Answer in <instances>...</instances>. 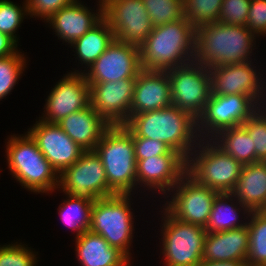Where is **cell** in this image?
I'll list each match as a JSON object with an SVG mask.
<instances>
[{"label":"cell","instance_id":"obj_1","mask_svg":"<svg viewBox=\"0 0 266 266\" xmlns=\"http://www.w3.org/2000/svg\"><path fill=\"white\" fill-rule=\"evenodd\" d=\"M124 126L131 132L132 137L162 141L186 160L200 140L197 120L174 105L131 115Z\"/></svg>","mask_w":266,"mask_h":266},{"label":"cell","instance_id":"obj_2","mask_svg":"<svg viewBox=\"0 0 266 266\" xmlns=\"http://www.w3.org/2000/svg\"><path fill=\"white\" fill-rule=\"evenodd\" d=\"M143 70L167 71L195 61L196 28L186 18L155 26L139 47Z\"/></svg>","mask_w":266,"mask_h":266},{"label":"cell","instance_id":"obj_3","mask_svg":"<svg viewBox=\"0 0 266 266\" xmlns=\"http://www.w3.org/2000/svg\"><path fill=\"white\" fill-rule=\"evenodd\" d=\"M254 39L246 26L219 22L201 25L196 29L195 61L208 69L252 61Z\"/></svg>","mask_w":266,"mask_h":266},{"label":"cell","instance_id":"obj_4","mask_svg":"<svg viewBox=\"0 0 266 266\" xmlns=\"http://www.w3.org/2000/svg\"><path fill=\"white\" fill-rule=\"evenodd\" d=\"M101 158L109 188L117 195H132L137 187L135 148L124 125L109 126L95 147Z\"/></svg>","mask_w":266,"mask_h":266},{"label":"cell","instance_id":"obj_5","mask_svg":"<svg viewBox=\"0 0 266 266\" xmlns=\"http://www.w3.org/2000/svg\"><path fill=\"white\" fill-rule=\"evenodd\" d=\"M6 143L8 168L22 187L31 192L49 193L59 188V175L27 133L12 135Z\"/></svg>","mask_w":266,"mask_h":266},{"label":"cell","instance_id":"obj_6","mask_svg":"<svg viewBox=\"0 0 266 266\" xmlns=\"http://www.w3.org/2000/svg\"><path fill=\"white\" fill-rule=\"evenodd\" d=\"M242 168L239 161L212 144L210 139H200L187 160V173L198 183L219 193L233 191Z\"/></svg>","mask_w":266,"mask_h":266},{"label":"cell","instance_id":"obj_7","mask_svg":"<svg viewBox=\"0 0 266 266\" xmlns=\"http://www.w3.org/2000/svg\"><path fill=\"white\" fill-rule=\"evenodd\" d=\"M131 195L99 198L93 203L89 231L101 235L110 246L118 248L129 259L134 226Z\"/></svg>","mask_w":266,"mask_h":266},{"label":"cell","instance_id":"obj_8","mask_svg":"<svg viewBox=\"0 0 266 266\" xmlns=\"http://www.w3.org/2000/svg\"><path fill=\"white\" fill-rule=\"evenodd\" d=\"M165 210V211H164ZM162 220V255L165 266H197L202 261L207 232L203 226L174 218L165 208ZM165 218V219H164Z\"/></svg>","mask_w":266,"mask_h":266},{"label":"cell","instance_id":"obj_9","mask_svg":"<svg viewBox=\"0 0 266 266\" xmlns=\"http://www.w3.org/2000/svg\"><path fill=\"white\" fill-rule=\"evenodd\" d=\"M259 108L246 95L211 94L204 112L197 119L198 136L211 139L222 130L243 125Z\"/></svg>","mask_w":266,"mask_h":266},{"label":"cell","instance_id":"obj_10","mask_svg":"<svg viewBox=\"0 0 266 266\" xmlns=\"http://www.w3.org/2000/svg\"><path fill=\"white\" fill-rule=\"evenodd\" d=\"M59 188L65 194L95 203L99 198L116 195L108 186L101 158L95 150H87L61 175Z\"/></svg>","mask_w":266,"mask_h":266},{"label":"cell","instance_id":"obj_11","mask_svg":"<svg viewBox=\"0 0 266 266\" xmlns=\"http://www.w3.org/2000/svg\"><path fill=\"white\" fill-rule=\"evenodd\" d=\"M172 105L190 113L196 120L211 96L210 71L196 61L167 70Z\"/></svg>","mask_w":266,"mask_h":266},{"label":"cell","instance_id":"obj_12","mask_svg":"<svg viewBox=\"0 0 266 266\" xmlns=\"http://www.w3.org/2000/svg\"><path fill=\"white\" fill-rule=\"evenodd\" d=\"M103 18L112 28L115 40L140 47L153 30L143 0H102Z\"/></svg>","mask_w":266,"mask_h":266},{"label":"cell","instance_id":"obj_13","mask_svg":"<svg viewBox=\"0 0 266 266\" xmlns=\"http://www.w3.org/2000/svg\"><path fill=\"white\" fill-rule=\"evenodd\" d=\"M170 192H174V195L171 196V201H166L164 206L174 218L186 223L206 226L213 202L219 192L198 183L188 173Z\"/></svg>","mask_w":266,"mask_h":266},{"label":"cell","instance_id":"obj_14","mask_svg":"<svg viewBox=\"0 0 266 266\" xmlns=\"http://www.w3.org/2000/svg\"><path fill=\"white\" fill-rule=\"evenodd\" d=\"M89 68L88 72L86 70L82 72L88 83L136 78L142 70L139 47L114 39Z\"/></svg>","mask_w":266,"mask_h":266},{"label":"cell","instance_id":"obj_15","mask_svg":"<svg viewBox=\"0 0 266 266\" xmlns=\"http://www.w3.org/2000/svg\"><path fill=\"white\" fill-rule=\"evenodd\" d=\"M252 63L247 61L210 68L211 94H242L249 96L260 108L266 106L262 78L260 79V72H256V67Z\"/></svg>","mask_w":266,"mask_h":266},{"label":"cell","instance_id":"obj_16","mask_svg":"<svg viewBox=\"0 0 266 266\" xmlns=\"http://www.w3.org/2000/svg\"><path fill=\"white\" fill-rule=\"evenodd\" d=\"M91 105L90 85L78 70L65 74L47 97L42 121L58 123L69 114ZM44 117V118H43Z\"/></svg>","mask_w":266,"mask_h":266},{"label":"cell","instance_id":"obj_17","mask_svg":"<svg viewBox=\"0 0 266 266\" xmlns=\"http://www.w3.org/2000/svg\"><path fill=\"white\" fill-rule=\"evenodd\" d=\"M136 78L88 83L91 106L110 125H125L130 118Z\"/></svg>","mask_w":266,"mask_h":266},{"label":"cell","instance_id":"obj_18","mask_svg":"<svg viewBox=\"0 0 266 266\" xmlns=\"http://www.w3.org/2000/svg\"><path fill=\"white\" fill-rule=\"evenodd\" d=\"M27 133L58 175L73 165L85 151L57 123L39 119Z\"/></svg>","mask_w":266,"mask_h":266},{"label":"cell","instance_id":"obj_19","mask_svg":"<svg viewBox=\"0 0 266 266\" xmlns=\"http://www.w3.org/2000/svg\"><path fill=\"white\" fill-rule=\"evenodd\" d=\"M186 173L187 160L181 154L154 156L137 161L136 166L137 185L162 194L170 192Z\"/></svg>","mask_w":266,"mask_h":266},{"label":"cell","instance_id":"obj_20","mask_svg":"<svg viewBox=\"0 0 266 266\" xmlns=\"http://www.w3.org/2000/svg\"><path fill=\"white\" fill-rule=\"evenodd\" d=\"M172 105L167 71L141 70L136 77L130 116Z\"/></svg>","mask_w":266,"mask_h":266},{"label":"cell","instance_id":"obj_21","mask_svg":"<svg viewBox=\"0 0 266 266\" xmlns=\"http://www.w3.org/2000/svg\"><path fill=\"white\" fill-rule=\"evenodd\" d=\"M97 13L91 12L79 0L63 7L46 22L55 30L58 38L72 44L103 19V1L99 0Z\"/></svg>","mask_w":266,"mask_h":266},{"label":"cell","instance_id":"obj_22","mask_svg":"<svg viewBox=\"0 0 266 266\" xmlns=\"http://www.w3.org/2000/svg\"><path fill=\"white\" fill-rule=\"evenodd\" d=\"M249 250L247 225L228 231L207 233L202 253L206 261H246Z\"/></svg>","mask_w":266,"mask_h":266},{"label":"cell","instance_id":"obj_23","mask_svg":"<svg viewBox=\"0 0 266 266\" xmlns=\"http://www.w3.org/2000/svg\"><path fill=\"white\" fill-rule=\"evenodd\" d=\"M57 124L85 151L94 150L110 126L91 105L69 114Z\"/></svg>","mask_w":266,"mask_h":266},{"label":"cell","instance_id":"obj_24","mask_svg":"<svg viewBox=\"0 0 266 266\" xmlns=\"http://www.w3.org/2000/svg\"><path fill=\"white\" fill-rule=\"evenodd\" d=\"M75 238L76 256L82 266H131V259L101 235L86 231Z\"/></svg>","mask_w":266,"mask_h":266},{"label":"cell","instance_id":"obj_25","mask_svg":"<svg viewBox=\"0 0 266 266\" xmlns=\"http://www.w3.org/2000/svg\"><path fill=\"white\" fill-rule=\"evenodd\" d=\"M251 212L266 206V162L244 165L231 192Z\"/></svg>","mask_w":266,"mask_h":266},{"label":"cell","instance_id":"obj_26","mask_svg":"<svg viewBox=\"0 0 266 266\" xmlns=\"http://www.w3.org/2000/svg\"><path fill=\"white\" fill-rule=\"evenodd\" d=\"M235 199L236 197L233 196L232 193H219L216 196L208 222L204 227L207 233L228 231L247 225V222L242 223V221H239L238 218L241 210L243 211V215H247L246 219L250 215L251 211L246 206H243L238 199ZM233 200L236 201L235 204Z\"/></svg>","mask_w":266,"mask_h":266},{"label":"cell","instance_id":"obj_27","mask_svg":"<svg viewBox=\"0 0 266 266\" xmlns=\"http://www.w3.org/2000/svg\"><path fill=\"white\" fill-rule=\"evenodd\" d=\"M115 35L108 22L103 18L91 30L74 41L71 46L75 49L76 58L88 69L114 41Z\"/></svg>","mask_w":266,"mask_h":266},{"label":"cell","instance_id":"obj_28","mask_svg":"<svg viewBox=\"0 0 266 266\" xmlns=\"http://www.w3.org/2000/svg\"><path fill=\"white\" fill-rule=\"evenodd\" d=\"M210 140L243 166L255 163L254 141L242 125L222 130Z\"/></svg>","mask_w":266,"mask_h":266},{"label":"cell","instance_id":"obj_29","mask_svg":"<svg viewBox=\"0 0 266 266\" xmlns=\"http://www.w3.org/2000/svg\"><path fill=\"white\" fill-rule=\"evenodd\" d=\"M66 195L68 199L59 205V215L64 224L77 232L76 237H78L89 231L93 203L69 194Z\"/></svg>","mask_w":266,"mask_h":266},{"label":"cell","instance_id":"obj_30","mask_svg":"<svg viewBox=\"0 0 266 266\" xmlns=\"http://www.w3.org/2000/svg\"><path fill=\"white\" fill-rule=\"evenodd\" d=\"M249 250L247 266H266V216L252 211L248 216ZM250 220V221H249Z\"/></svg>","mask_w":266,"mask_h":266},{"label":"cell","instance_id":"obj_31","mask_svg":"<svg viewBox=\"0 0 266 266\" xmlns=\"http://www.w3.org/2000/svg\"><path fill=\"white\" fill-rule=\"evenodd\" d=\"M223 0H183L184 17L197 29L218 22Z\"/></svg>","mask_w":266,"mask_h":266},{"label":"cell","instance_id":"obj_32","mask_svg":"<svg viewBox=\"0 0 266 266\" xmlns=\"http://www.w3.org/2000/svg\"><path fill=\"white\" fill-rule=\"evenodd\" d=\"M153 26L184 18L183 0H143Z\"/></svg>","mask_w":266,"mask_h":266},{"label":"cell","instance_id":"obj_33","mask_svg":"<svg viewBox=\"0 0 266 266\" xmlns=\"http://www.w3.org/2000/svg\"><path fill=\"white\" fill-rule=\"evenodd\" d=\"M24 54H15L0 59V100L10 94L26 67Z\"/></svg>","mask_w":266,"mask_h":266},{"label":"cell","instance_id":"obj_34","mask_svg":"<svg viewBox=\"0 0 266 266\" xmlns=\"http://www.w3.org/2000/svg\"><path fill=\"white\" fill-rule=\"evenodd\" d=\"M263 108V110H262ZM255 150V163L266 161V107L259 108L243 125Z\"/></svg>","mask_w":266,"mask_h":266},{"label":"cell","instance_id":"obj_35","mask_svg":"<svg viewBox=\"0 0 266 266\" xmlns=\"http://www.w3.org/2000/svg\"><path fill=\"white\" fill-rule=\"evenodd\" d=\"M21 8L10 0H0V32L11 37L16 43V31L28 14L26 0ZM15 34V35H14Z\"/></svg>","mask_w":266,"mask_h":266},{"label":"cell","instance_id":"obj_36","mask_svg":"<svg viewBox=\"0 0 266 266\" xmlns=\"http://www.w3.org/2000/svg\"><path fill=\"white\" fill-rule=\"evenodd\" d=\"M20 244L0 245V266H36V254Z\"/></svg>","mask_w":266,"mask_h":266},{"label":"cell","instance_id":"obj_37","mask_svg":"<svg viewBox=\"0 0 266 266\" xmlns=\"http://www.w3.org/2000/svg\"><path fill=\"white\" fill-rule=\"evenodd\" d=\"M251 0H223L219 23L247 26Z\"/></svg>","mask_w":266,"mask_h":266},{"label":"cell","instance_id":"obj_38","mask_svg":"<svg viewBox=\"0 0 266 266\" xmlns=\"http://www.w3.org/2000/svg\"><path fill=\"white\" fill-rule=\"evenodd\" d=\"M134 148H135V158L136 162L143 159H148L154 156L164 155V154H179L178 152L172 150L162 141H157L144 137H132Z\"/></svg>","mask_w":266,"mask_h":266},{"label":"cell","instance_id":"obj_39","mask_svg":"<svg viewBox=\"0 0 266 266\" xmlns=\"http://www.w3.org/2000/svg\"><path fill=\"white\" fill-rule=\"evenodd\" d=\"M74 0H26L30 17L48 20L53 14L63 7L71 4Z\"/></svg>","mask_w":266,"mask_h":266},{"label":"cell","instance_id":"obj_40","mask_svg":"<svg viewBox=\"0 0 266 266\" xmlns=\"http://www.w3.org/2000/svg\"><path fill=\"white\" fill-rule=\"evenodd\" d=\"M246 27L256 37L266 36V0H251Z\"/></svg>","mask_w":266,"mask_h":266},{"label":"cell","instance_id":"obj_41","mask_svg":"<svg viewBox=\"0 0 266 266\" xmlns=\"http://www.w3.org/2000/svg\"><path fill=\"white\" fill-rule=\"evenodd\" d=\"M17 44L11 37L0 32V59L15 54L18 51Z\"/></svg>","mask_w":266,"mask_h":266},{"label":"cell","instance_id":"obj_42","mask_svg":"<svg viewBox=\"0 0 266 266\" xmlns=\"http://www.w3.org/2000/svg\"><path fill=\"white\" fill-rule=\"evenodd\" d=\"M197 266H247L246 261H206L202 260Z\"/></svg>","mask_w":266,"mask_h":266},{"label":"cell","instance_id":"obj_43","mask_svg":"<svg viewBox=\"0 0 266 266\" xmlns=\"http://www.w3.org/2000/svg\"><path fill=\"white\" fill-rule=\"evenodd\" d=\"M261 212L266 216V206L261 210Z\"/></svg>","mask_w":266,"mask_h":266}]
</instances>
